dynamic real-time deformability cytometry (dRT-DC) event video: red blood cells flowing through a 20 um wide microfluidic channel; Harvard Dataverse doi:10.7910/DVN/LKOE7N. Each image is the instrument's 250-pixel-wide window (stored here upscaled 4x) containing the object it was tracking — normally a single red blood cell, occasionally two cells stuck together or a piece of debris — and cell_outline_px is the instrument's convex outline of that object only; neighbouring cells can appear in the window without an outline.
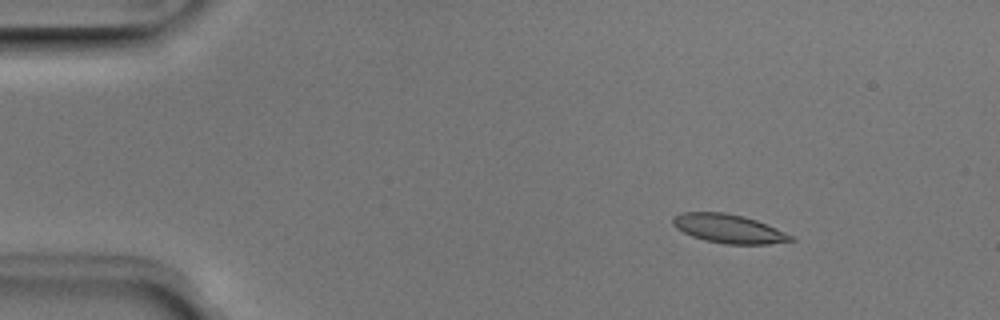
{"species": "Egyptian fruit bat (a non-hibernating species)", "species_latin": "Rousettus aegyptiacus", "temperature_condition": "room temperature", "stored_images_in_passage": 51, "camera_frame_rate_fps": 3000, "um_per_image_px": 0.085, "animal": {"sex": "male"}, "frame": {"image": 1, "passage_image": 7, "time_ms": 2.0, "image_size_px": [1000, 320], "cell_outline_px": [[796, 240], [768, 244], [724, 244], [704, 240], [692, 236], [676, 228], [672, 224], [672, 216], [680, 212], [724, 212], [744, 216], [756, 220], [776, 228], [792, 236]], "centroid_in_image_um": [61.89, 19.43], "position_along_channel_um": 23.1, "area_um2": 19.83}}
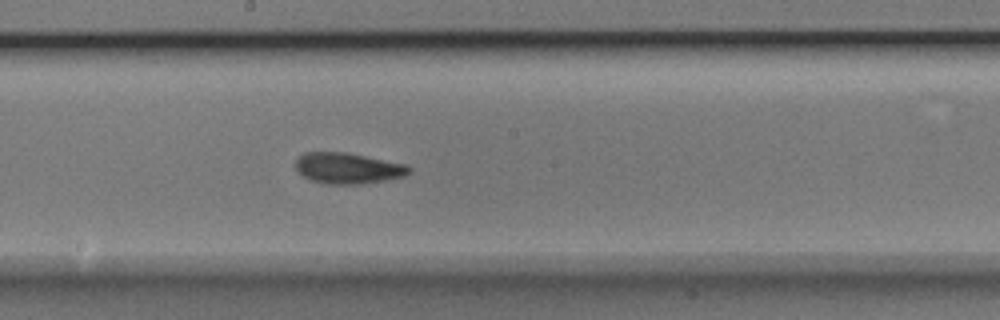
{"frame": {"image": 2, "passage_image": 28, "time_ms": 9.0, "image_size_px": [1000, 320], "cell_outline_px": [[412, 168], [404, 176], [388, 180], [360, 184], [324, 184], [312, 180], [304, 176], [296, 168], [296, 160], [304, 152], [344, 152], [408, 164]], "centroid_in_image_um": [29.6, 14.3], "position_along_channel_um": 218.6, "area_um2": 20.4}}
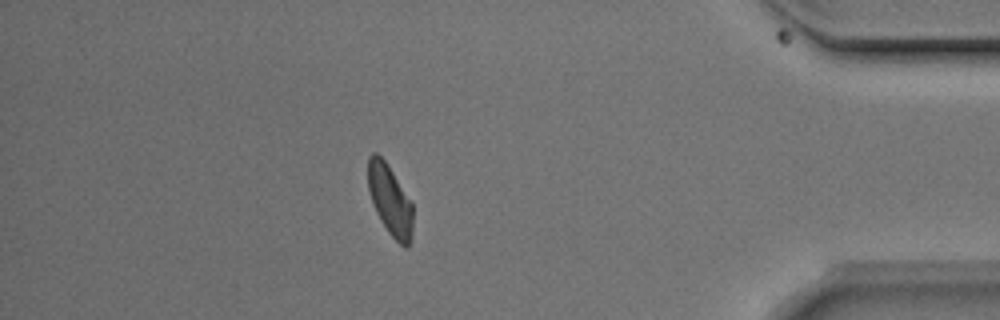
{"frame": {"image": 3, "passage_image": 45, "time_ms": 14.667, "image_size_px": [1000, 320], "cell_outline_px": [[412, 240], [408, 248], [404, 248], [388, 232], [380, 220], [372, 204], [368, 188], [368, 156], [372, 152], [376, 152], [384, 160], [392, 172], [412, 204]], "centroid_in_image_um": [33.14, 17.05], "position_along_channel_um": 402.1, "area_um2": 18.32}, "authors_computed_cell_mechanics": {"area_um2": 19.7676, "velocity_mm_per_s": 3.9469, "shape_relaxation_time_tau1_ms": 4.6973, "shape_relaxation_time_tau2_ms": 1.6561, "deformation_change_tau1": 0.1322, "deformation_change_tau2": 0.075}}